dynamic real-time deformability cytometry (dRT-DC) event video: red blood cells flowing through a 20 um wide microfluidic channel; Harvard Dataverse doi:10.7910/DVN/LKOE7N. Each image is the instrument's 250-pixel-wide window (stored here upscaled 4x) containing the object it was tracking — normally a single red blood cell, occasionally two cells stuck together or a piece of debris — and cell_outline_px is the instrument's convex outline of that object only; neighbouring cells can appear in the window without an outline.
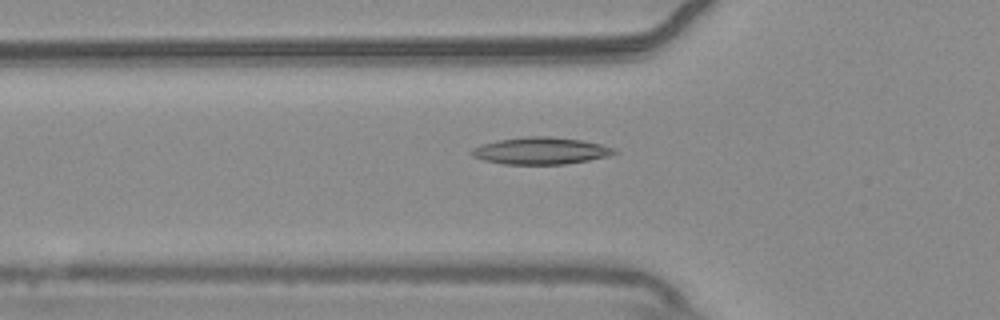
{"species": "common noctule bat (a hibernating species)", "species_latin": "Nyctalus noctula", "temperature_condition": "warm", "stored_images_in_passage": 53, "camera_frame_rate_fps": 3000, "um_per_image_px": 0.085, "animal": {"sex": "male", "body_mass_g": 20.4}, "frame": {"image": 1, "passage_image": 19, "time_ms": 6.0, "image_size_px": [1000, 320], "cell_outline_px": [[620, 152], [608, 156], [588, 160], [564, 164], [504, 164], [484, 160], [472, 156], [468, 152], [472, 148], [480, 144], [500, 140], [528, 136], [548, 136], [580, 140], [600, 144], [612, 148]], "centroid_in_image_um": [45.92, 12.82], "position_along_channel_um": 79.9, "area_um2": 22.31}}
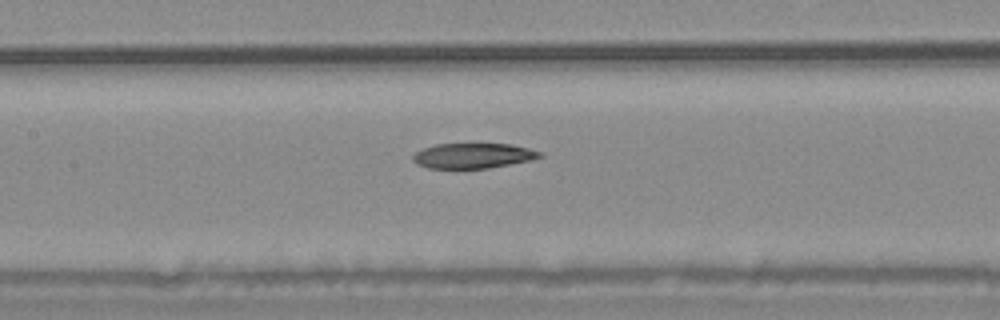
{"frame": {"image": 2, "passage_image": 26, "time_ms": 8.333, "image_size_px": [1000, 320], "cell_outline_px": [[544, 156], [532, 160], [488, 168], [428, 168], [416, 164], [412, 160], [412, 156], [416, 152], [424, 148], [436, 144], [512, 144], [528, 148], [540, 152]], "centroid_in_image_um": [40.21, 13.24], "position_along_channel_um": 167.2, "area_um2": 18.55}}
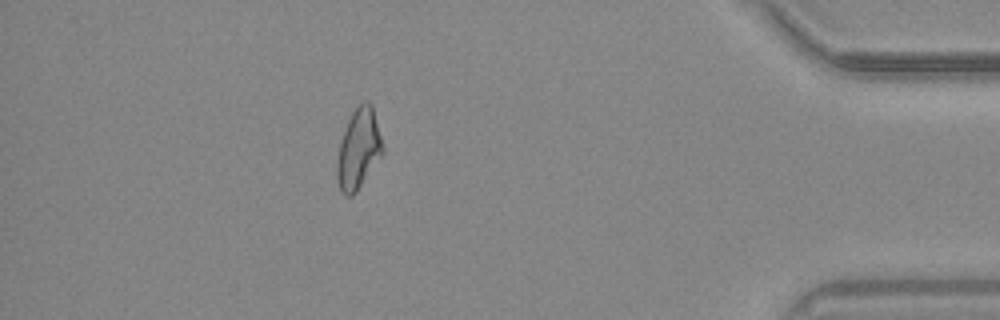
{"frame": {"image": 3, "passage_image": 49, "time_ms": 16.0, "image_size_px": [1000, 320], "cell_outline_px": [[384, 152], [356, 192], [352, 196], [344, 196], [340, 192], [336, 176], [336, 164], [340, 144], [348, 120], [352, 112], [364, 100], [368, 100], [372, 104], [384, 148]], "centroid_in_image_um": [30.47, 12.68], "position_along_channel_um": 404.7, "area_um2": 21.27}}